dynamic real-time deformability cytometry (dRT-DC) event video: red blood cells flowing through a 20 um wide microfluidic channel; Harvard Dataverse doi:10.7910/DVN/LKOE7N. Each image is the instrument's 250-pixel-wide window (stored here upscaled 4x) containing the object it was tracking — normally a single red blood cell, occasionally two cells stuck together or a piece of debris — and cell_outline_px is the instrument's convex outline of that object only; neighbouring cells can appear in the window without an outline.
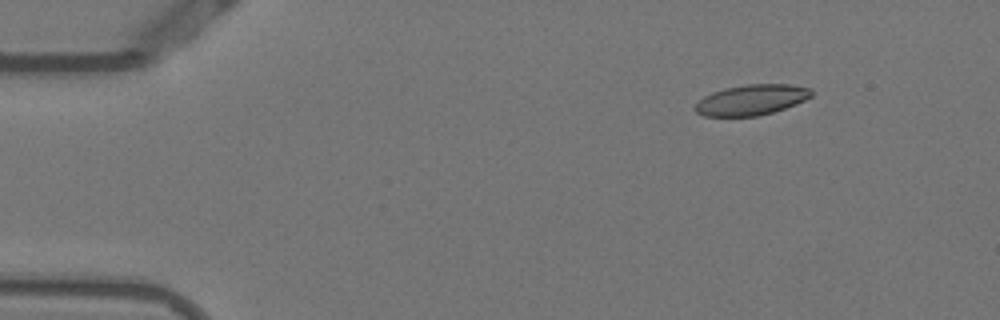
{"species": "Egyptian fruit bat (a non-hibernating species)", "species_latin": "Rousettus aegyptiacus", "temperature_condition": "warm", "stored_images_in_passage": 47, "camera_frame_rate_fps": 3000, "um_per_image_px": 0.085, "animal": {"sex": "female"}, "frame": {"image": 1, "passage_image": 1, "time_ms": 0.0, "image_size_px": [1000, 320], "cell_outline_px": [[812, 96], [796, 104], [760, 116], [704, 116], [696, 112], [692, 108], [704, 96], [712, 92], [724, 88], [748, 84], [788, 84], [812, 88]], "centroid_in_image_um": [63.87, 8.49], "position_along_channel_um": 21.1, "area_um2": 20.69}}
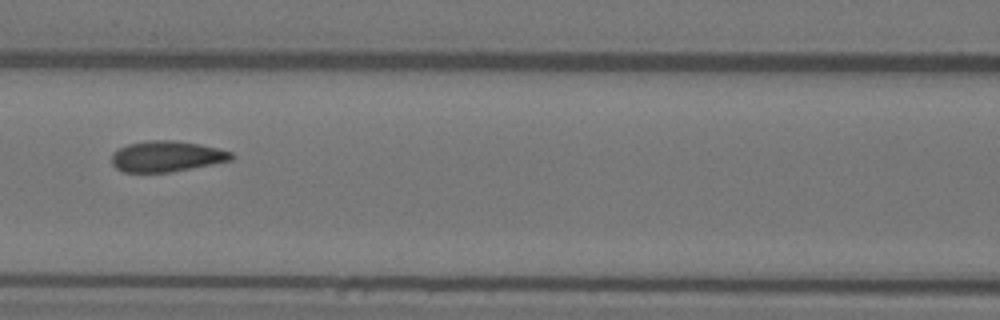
{"frame": {"image": 2, "passage_image": 18, "time_ms": 5.667, "image_size_px": [1000, 320], "cell_outline_px": [[236, 156], [232, 160], [172, 172], [124, 172], [116, 168], [112, 164], [112, 152], [128, 144], [144, 140], [172, 140], [200, 144], [232, 152]], "centroid_in_image_um": [14.16, 13.29], "position_along_channel_um": 152.4, "area_um2": 21.56}}
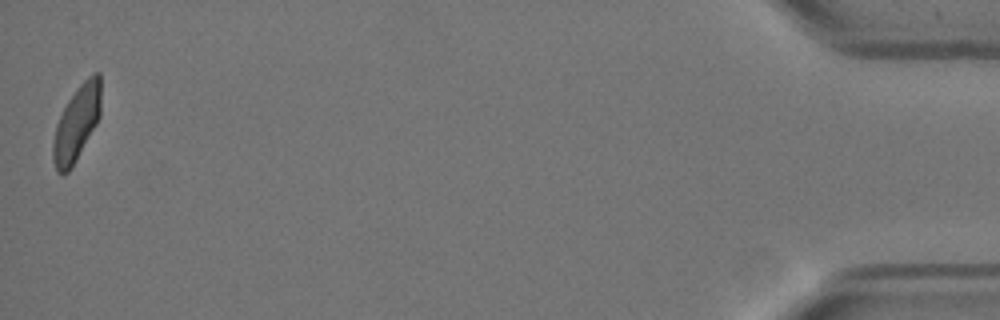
{"frame": {"image": 3, "passage_image": 47, "time_ms": 15.333, "image_size_px": [1000, 320], "cell_outline_px": [[100, 116], [96, 124], [72, 168], [68, 172], [56, 172], [52, 160], [52, 140], [56, 124], [68, 100], [80, 84], [92, 72], [100, 72]], "centroid_in_image_um": [6.5, 10.49], "position_along_channel_um": 428.7, "area_um2": 20.98}, "authors_computed_cell_mechanics": {"area_um2": 21.5594, "velocity_mm_per_s": 3.8291, "shape_relaxation_time_tau1_ms": 8.539, "shape_relaxation_time_tau2_ms": 0.9973, "deformation_change_tau1": 0.2122, "deformation_change_tau2": 0.0755}}